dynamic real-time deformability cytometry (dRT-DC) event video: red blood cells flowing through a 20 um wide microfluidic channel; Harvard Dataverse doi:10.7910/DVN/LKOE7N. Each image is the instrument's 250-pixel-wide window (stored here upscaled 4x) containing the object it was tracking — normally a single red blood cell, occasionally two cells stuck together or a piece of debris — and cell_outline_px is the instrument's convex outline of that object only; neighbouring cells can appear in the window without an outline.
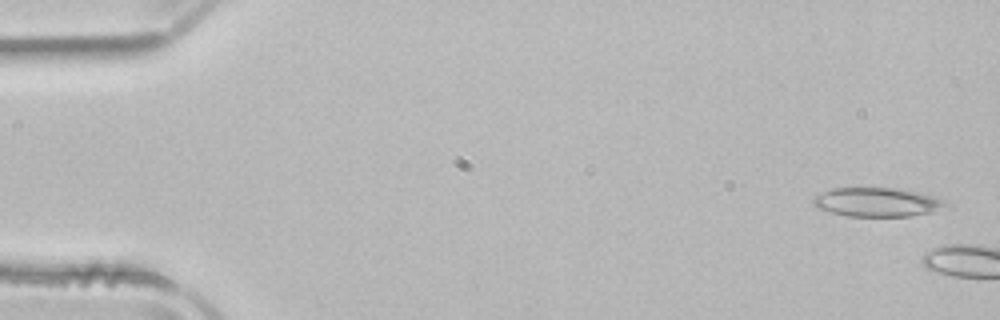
{"species": "common noctule bat (a hibernating species)", "species_latin": "Nyctalus noctula", "temperature_condition": "room temperature", "stored_images_in_passage": 5, "camera_frame_rate_fps": 3000, "um_per_image_px": 0.085, "animal": {"sex": "male", "body_mass_g": 21.5, "forearm_length_mm": 52.0}, "frame": {"image": 1, "passage_image": 2, "time_ms": 0.333, "image_size_px": [1000, 320], "cell_outline_px": [[952, 204], [948, 208], [932, 212], [912, 216], [848, 216], [816, 208], [812, 204], [812, 200], [820, 192], [832, 188], [896, 188], [916, 192], [948, 200]], "centroid_in_image_um": [74.62, 17.19], "position_along_channel_um": 10.4, "area_um2": 22.66}}